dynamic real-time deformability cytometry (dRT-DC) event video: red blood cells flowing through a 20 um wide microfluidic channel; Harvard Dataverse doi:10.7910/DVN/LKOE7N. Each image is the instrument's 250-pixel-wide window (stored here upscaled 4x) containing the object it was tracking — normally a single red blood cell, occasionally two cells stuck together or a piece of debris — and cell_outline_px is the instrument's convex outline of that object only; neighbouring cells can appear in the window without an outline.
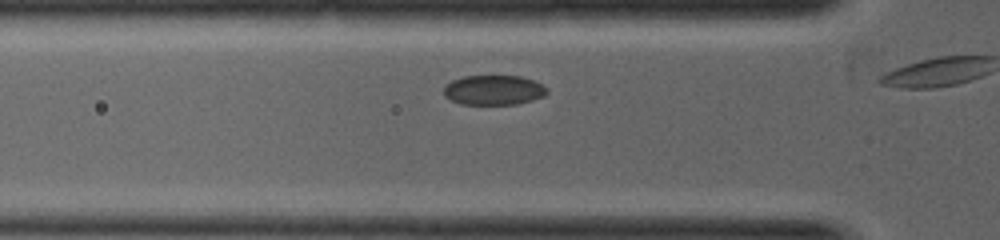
{"species": "common noctule bat (a hibernating species)", "species_latin": "Nyctalus noctula", "temperature_condition": "warm", "stored_images_in_passage": 7, "camera_frame_rate_fps": 5000, "um_per_image_px": 0.085, "animal": {"sex": "female", "body_mass_g": 19.0, "forearm_length_mm": 53.3}, "frame": {"image": 1, "passage_image": 3, "time_ms": 0.4, "image_size_px": [1000, 240], "cell_outline_px": [[548, 92], [544, 96], [532, 100], [516, 104], [460, 104], [444, 96], [444, 84], [452, 80], [464, 76], [520, 76], [532, 80], [548, 88]], "centroid_in_image_um": [41.94, 7.65], "position_along_channel_um": 83.9, "area_um2": 17.92}}